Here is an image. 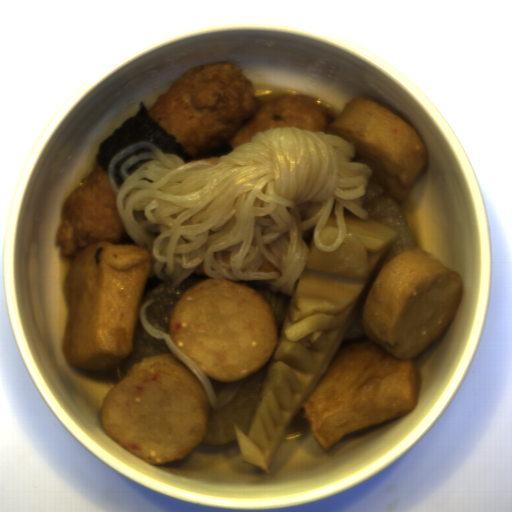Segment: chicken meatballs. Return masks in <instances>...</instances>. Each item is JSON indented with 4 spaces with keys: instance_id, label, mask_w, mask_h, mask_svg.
Listing matches in <instances>:
<instances>
[{
    "instance_id": "2",
    "label": "chicken meatballs",
    "mask_w": 512,
    "mask_h": 512,
    "mask_svg": "<svg viewBox=\"0 0 512 512\" xmlns=\"http://www.w3.org/2000/svg\"><path fill=\"white\" fill-rule=\"evenodd\" d=\"M54 242L62 258L72 259L91 243L119 240L126 232L108 173L96 162L84 181L64 199Z\"/></svg>"
},
{
    "instance_id": "1",
    "label": "chicken meatballs",
    "mask_w": 512,
    "mask_h": 512,
    "mask_svg": "<svg viewBox=\"0 0 512 512\" xmlns=\"http://www.w3.org/2000/svg\"><path fill=\"white\" fill-rule=\"evenodd\" d=\"M149 117L180 143L189 163L217 164L251 136L296 127L326 134L332 112L310 95L284 92L258 107L253 80L231 61L195 65L147 109Z\"/></svg>"
}]
</instances>
